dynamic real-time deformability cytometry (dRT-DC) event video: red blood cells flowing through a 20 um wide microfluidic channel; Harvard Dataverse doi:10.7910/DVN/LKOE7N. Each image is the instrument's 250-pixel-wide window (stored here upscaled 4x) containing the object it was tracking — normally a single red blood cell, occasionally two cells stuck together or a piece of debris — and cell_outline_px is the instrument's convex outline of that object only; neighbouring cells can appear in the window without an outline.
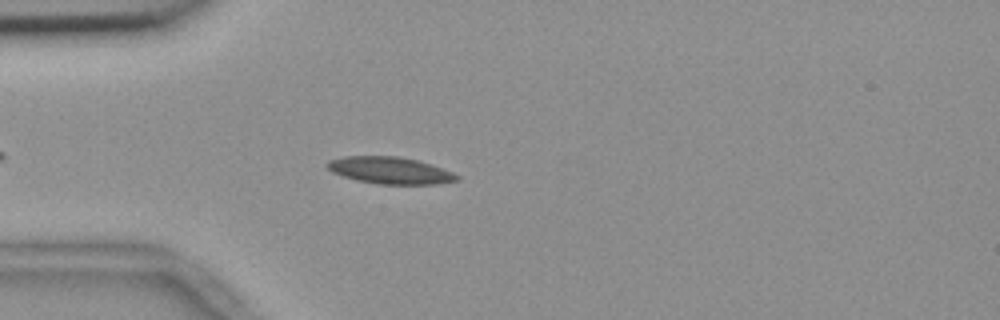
{"species": "common noctule bat (a hibernating species)", "species_latin": "Nyctalus noctula", "temperature_condition": "room temperature", "stored_images_in_passage": 35, "camera_frame_rate_fps": 3000, "um_per_image_px": 0.085, "animal": {"sex": "female", "body_mass_g": 18.4}, "frame": {"image": 1, "passage_image": 2, "time_ms": 0.333, "image_size_px": [1000, 320], "cell_outline_px": [[460, 180], [440, 184], [376, 184], [356, 180], [332, 172], [324, 164], [328, 160], [344, 156], [396, 156], [416, 160], [452, 172], [460, 176]], "centroid_in_image_um": [33.13, 14.49], "position_along_channel_um": 51.9, "area_um2": 20.29}}
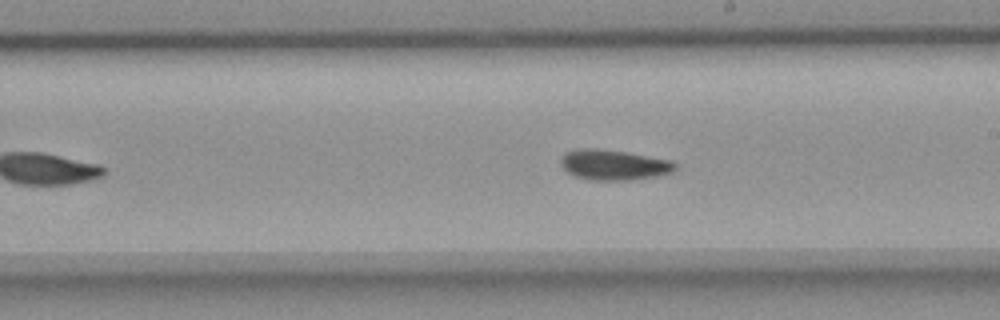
{"frame": {"image": 2, "passage_image": 18, "time_ms": 5.667, "image_size_px": [1000, 320], "cell_outline_px": [[676, 168], [672, 172], [660, 176], [632, 180], [588, 180], [576, 176], [568, 172], [560, 164], [560, 160], [564, 152], [580, 148], [596, 148], [624, 152], [672, 160], [676, 164]], "centroid_in_image_um": [52.17, 14.02], "position_along_channel_um": 236.8, "area_um2": 20.35}}
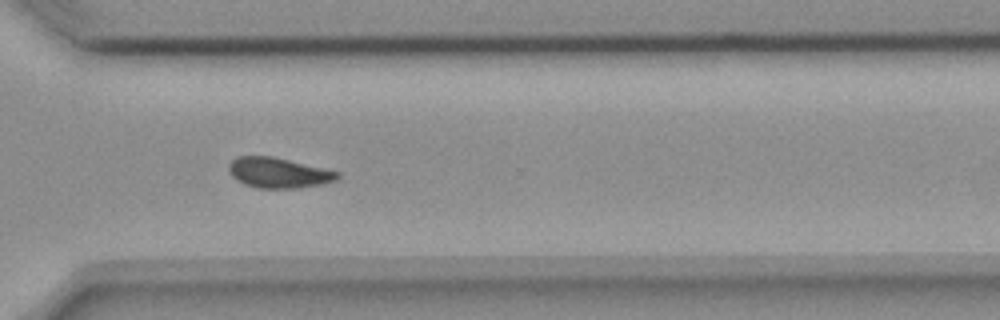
{"frame": {"image": 3, "passage_image": 27, "time_ms": 8.667, "image_size_px": [1000, 320], "cell_outline_px": [[340, 176], [336, 180], [324, 184], [296, 188], [256, 188], [244, 184], [236, 180], [228, 172], [228, 164], [236, 156], [272, 156], [340, 172]], "centroid_in_image_um": [23.64, 14.69], "position_along_channel_um": 347.0, "area_um2": 19.31}, "authors_computed_cell_mechanics": {"area_um2": 19.7098, "velocity_mm_per_s": 3.6572, "shape_relaxation_time_tau1_ms": null, "shape_relaxation_time_tau2_ms": 8.7188, "deformation_change_tau1": null, "deformation_change_tau2": 0.1325}}